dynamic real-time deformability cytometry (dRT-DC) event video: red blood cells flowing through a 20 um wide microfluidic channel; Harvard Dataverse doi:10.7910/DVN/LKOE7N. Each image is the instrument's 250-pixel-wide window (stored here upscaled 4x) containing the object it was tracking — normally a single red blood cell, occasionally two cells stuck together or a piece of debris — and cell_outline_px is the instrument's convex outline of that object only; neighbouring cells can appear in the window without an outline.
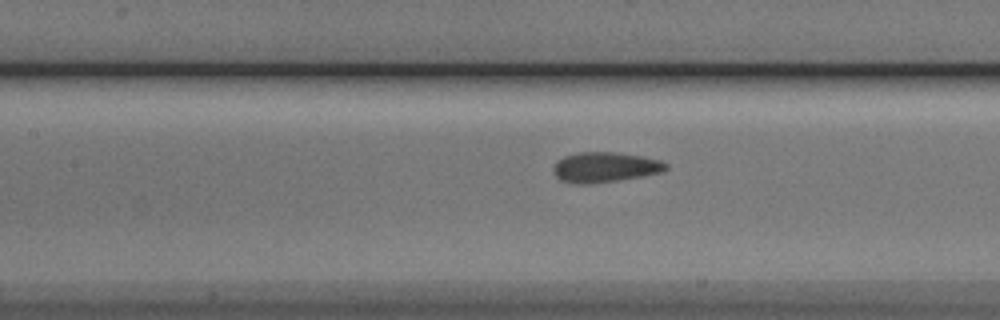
{"species": "Egyptian fruit bat (a non-hibernating species)", "species_latin": "Rousettus aegyptiacus", "temperature_condition": "cold", "stored_images_in_passage": 23, "camera_frame_rate_fps": 3000, "um_per_image_px": 0.085, "animal": {"sex": "male"}, "frame": {"image": 1, "passage_image": 5, "time_ms": 1.333, "image_size_px": [1000, 320], "cell_outline_px": [[668, 168], [660, 172], [640, 176], [616, 180], [584, 184], [576, 184], [560, 180], [556, 176], [552, 168], [564, 156], [580, 152], [616, 152], [640, 156], [660, 160], [668, 164]], "centroid_in_image_um": [51.41, 14.2], "position_along_channel_um": 156.0, "area_um2": 19.42}}
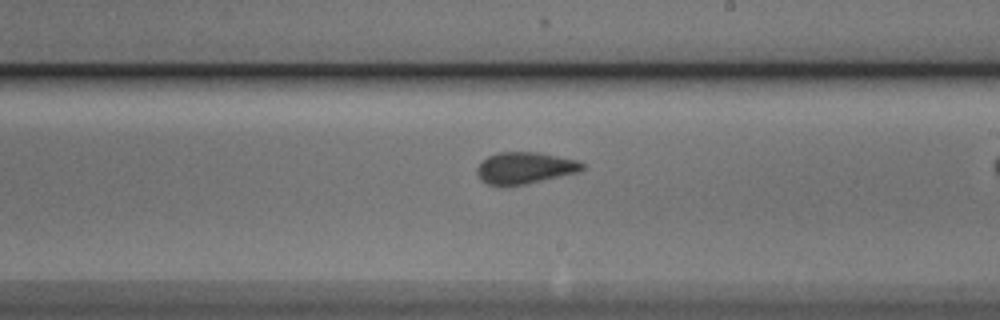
{"frame": {"image": 2, "passage_image": 12, "time_ms": 3.667, "image_size_px": [1000, 320], "cell_outline_px": [[584, 168], [576, 172], [524, 184], [488, 184], [480, 180], [476, 172], [476, 168], [488, 156], [496, 152], [536, 152], [576, 160], [584, 164]], "centroid_in_image_um": [44.57, 14.25], "position_along_channel_um": 244.4, "area_um2": 18.84}}
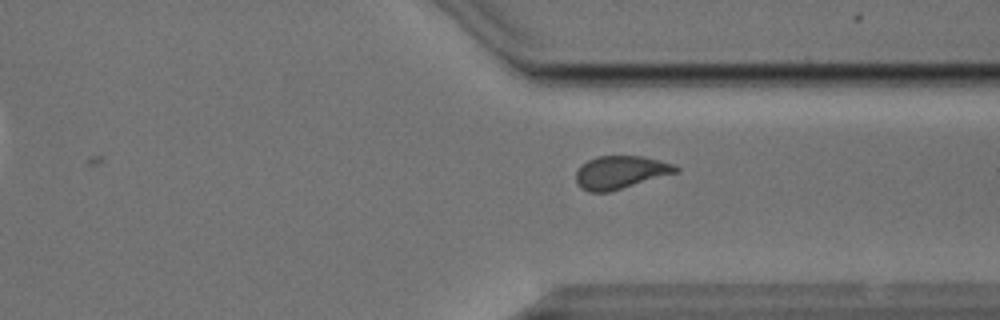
{"frame": {"image": 3, "passage_image": 21, "time_ms": 6.667, "image_size_px": [1000, 320], "cell_outline_px": [[680, 172], [608, 192], [588, 192], [580, 188], [576, 184], [576, 172], [588, 160], [596, 156], [644, 156], [676, 164], [680, 168]], "centroid_in_image_um": [52.79, 14.65], "position_along_channel_um": 358.6, "area_um2": 19.36}, "authors_computed_cell_mechanics": {"area_um2": 19.3052, "velocity_mm_per_s": 3.7967, "shape_relaxation_time_tau1_ms": null, "shape_relaxation_time_tau2_ms": 0.8965, "deformation_change_tau1": null, "deformation_change_tau2": 0.0341}}